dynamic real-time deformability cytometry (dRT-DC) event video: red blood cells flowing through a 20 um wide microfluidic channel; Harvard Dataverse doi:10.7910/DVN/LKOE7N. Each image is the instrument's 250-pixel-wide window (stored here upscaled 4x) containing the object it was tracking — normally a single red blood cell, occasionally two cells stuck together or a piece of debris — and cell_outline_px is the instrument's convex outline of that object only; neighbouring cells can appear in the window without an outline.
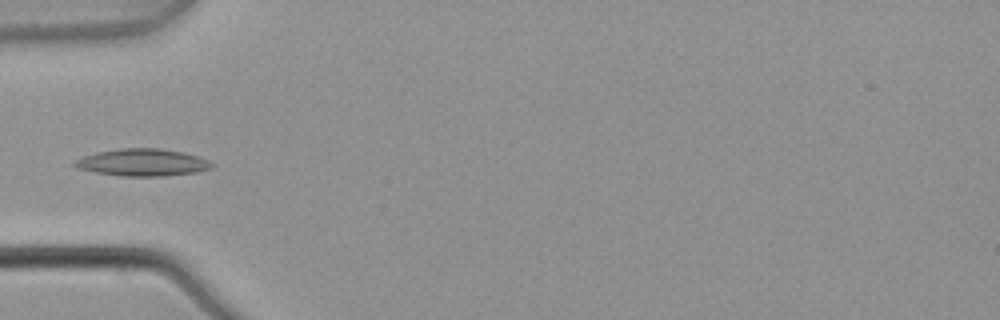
{"species": "common noctule bat (a hibernating species)", "species_latin": "Nyctalus noctula", "temperature_condition": "warm", "stored_images_in_passage": 4, "camera_frame_rate_fps": 3000, "um_per_image_px": 0.085, "animal": {"sex": "male", "body_mass_g": 21.5, "forearm_length_mm": 52.0}, "frame": {"image": 1, "passage_image": 4, "time_ms": 1.0, "image_size_px": [1000, 320], "cell_outline_px": [[212, 168], [196, 172], [164, 176], [120, 176], [96, 172], [76, 168], [72, 164], [76, 160], [84, 156], [96, 152], [120, 148], [160, 148], [184, 152], [208, 160], [212, 164]], "centroid_in_image_um": [12.09, 13.8], "position_along_channel_um": 72.9, "area_um2": 21.68}}